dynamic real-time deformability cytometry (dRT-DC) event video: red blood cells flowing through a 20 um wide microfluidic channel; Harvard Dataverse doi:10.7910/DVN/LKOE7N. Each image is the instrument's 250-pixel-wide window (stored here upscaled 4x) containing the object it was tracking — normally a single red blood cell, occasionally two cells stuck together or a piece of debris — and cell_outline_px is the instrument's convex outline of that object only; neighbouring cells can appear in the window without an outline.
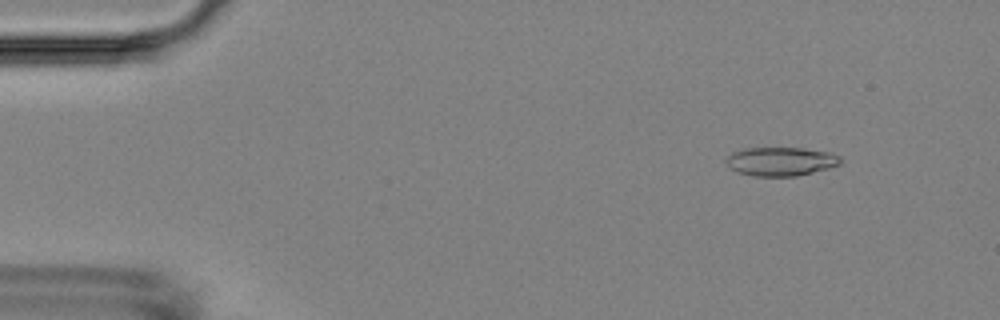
{"species": "Egyptian fruit bat (a non-hibernating species)", "species_latin": "Rousettus aegyptiacus", "temperature_condition": "room temperature", "stored_images_in_passage": 4, "camera_frame_rate_fps": 3000, "um_per_image_px": 0.085, "animal": {"sex": "female"}, "frame": {"image": 1, "passage_image": 2, "time_ms": 1.0, "image_size_px": [1000, 320], "cell_outline_px": [[840, 164], [828, 168], [796, 176], [752, 176], [736, 172], [724, 160], [732, 152], [744, 148], [804, 148], [828, 152], [840, 156]], "centroid_in_image_um": [66.34, 13.72], "position_along_channel_um": 18.7, "area_um2": 19.07}}
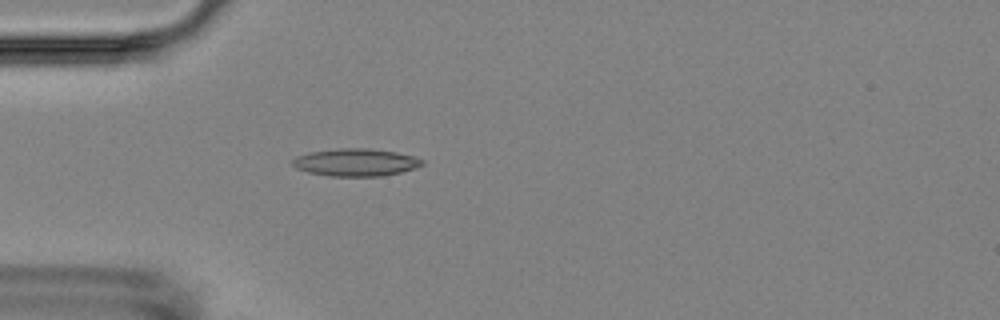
{"frame": {"image": 2, "passage_image": 4, "time_ms": 4.333, "image_size_px": [1000, 320], "cell_outline_px": [[424, 164], [400, 172], [380, 176], [328, 176], [308, 172], [296, 168], [288, 160], [296, 156], [308, 152], [340, 148], [368, 148], [396, 152], [416, 156], [424, 160]], "centroid_in_image_um": [30.19, 13.79], "position_along_channel_um": 54.8, "area_um2": 20.92}}